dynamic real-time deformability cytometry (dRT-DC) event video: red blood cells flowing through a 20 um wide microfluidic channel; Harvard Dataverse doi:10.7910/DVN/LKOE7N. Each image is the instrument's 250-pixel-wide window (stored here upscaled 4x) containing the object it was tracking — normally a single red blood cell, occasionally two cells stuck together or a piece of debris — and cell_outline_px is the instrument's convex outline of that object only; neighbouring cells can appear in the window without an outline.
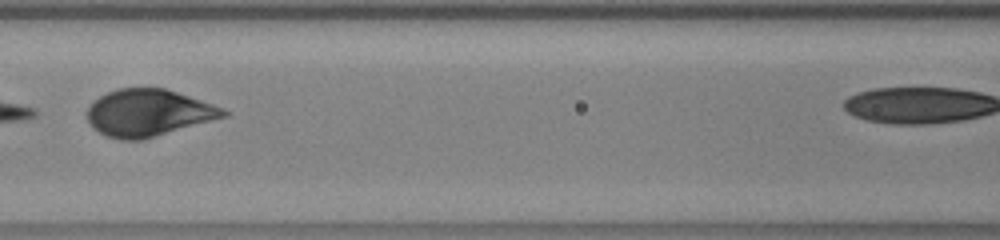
{"species": "human", "species_latin": "Homo sapiens", "temperature_condition": "warm", "stored_images_in_passage": 31, "camera_frame_rate_fps": 3000, "um_per_image_px": 0.085, "donor": {"sex": "male"}, "frame": {"image": 1, "passage_image": 19, "time_ms": 6.0, "image_size_px": [1000, 240], "cell_outline_px": [[232, 112], [228, 116], [140, 140], [120, 140], [104, 136], [92, 128], [88, 120], [88, 108], [100, 96], [116, 88], [164, 88], [224, 108]], "centroid_in_image_um": [12.61, 9.6], "position_along_channel_um": 154.0, "area_um2": 37.05}}